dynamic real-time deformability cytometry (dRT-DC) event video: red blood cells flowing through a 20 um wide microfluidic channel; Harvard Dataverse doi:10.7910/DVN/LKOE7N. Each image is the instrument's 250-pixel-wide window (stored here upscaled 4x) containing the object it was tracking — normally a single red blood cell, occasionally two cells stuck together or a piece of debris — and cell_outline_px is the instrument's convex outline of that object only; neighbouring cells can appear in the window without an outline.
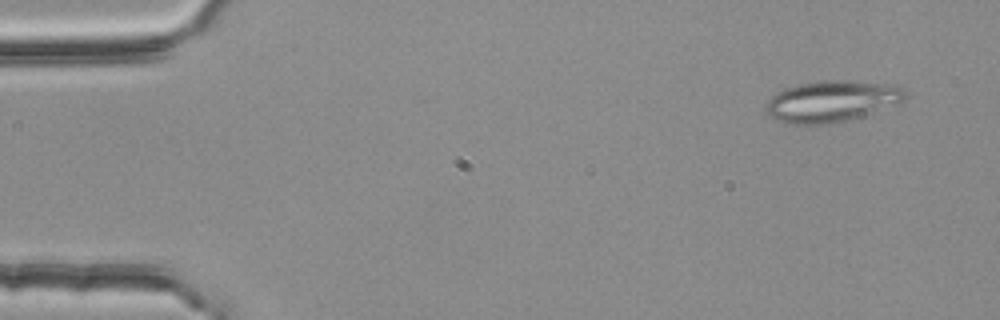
{"species": "common noctule bat (a hibernating species)", "species_latin": "Nyctalus noctula", "temperature_condition": "room temperature", "stored_images_in_passage": 3, "camera_frame_rate_fps": 3000, "um_per_image_px": 0.085, "animal": {"sex": "female", "body_mass_g": 25.1}, "frame": {"image": 1, "passage_image": 1, "time_ms": 0.0, "image_size_px": [1000, 320], "cell_outline_px": [[908, 96], [904, 100], [860, 116], [844, 120], [820, 124], [792, 124], [780, 120], [772, 116], [764, 108], [764, 104], [776, 92], [784, 88], [800, 84], [820, 80], [852, 80], [904, 84], [908, 92]], "centroid_in_image_um": [70.76, 8.55], "position_along_channel_um": 14.2, "area_um2": 33.58}}
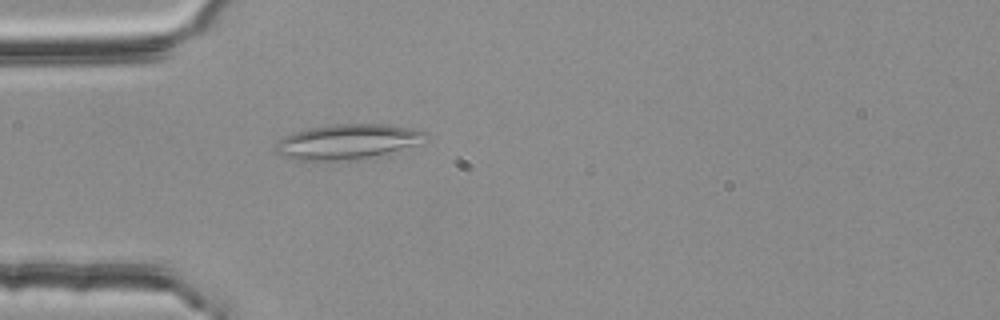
{"frame": {"image": 2, "passage_image": 3, "time_ms": 0.667, "image_size_px": [1000, 320], "cell_outline_px": [[428, 136], [424, 144], [388, 156], [356, 160], [296, 160], [280, 156], [276, 152], [276, 144], [284, 136], [292, 132], [308, 128], [336, 124], [388, 124], [428, 132]], "centroid_in_image_um": [29.67, 12.07], "position_along_channel_um": 55.3, "area_um2": 31.73}}